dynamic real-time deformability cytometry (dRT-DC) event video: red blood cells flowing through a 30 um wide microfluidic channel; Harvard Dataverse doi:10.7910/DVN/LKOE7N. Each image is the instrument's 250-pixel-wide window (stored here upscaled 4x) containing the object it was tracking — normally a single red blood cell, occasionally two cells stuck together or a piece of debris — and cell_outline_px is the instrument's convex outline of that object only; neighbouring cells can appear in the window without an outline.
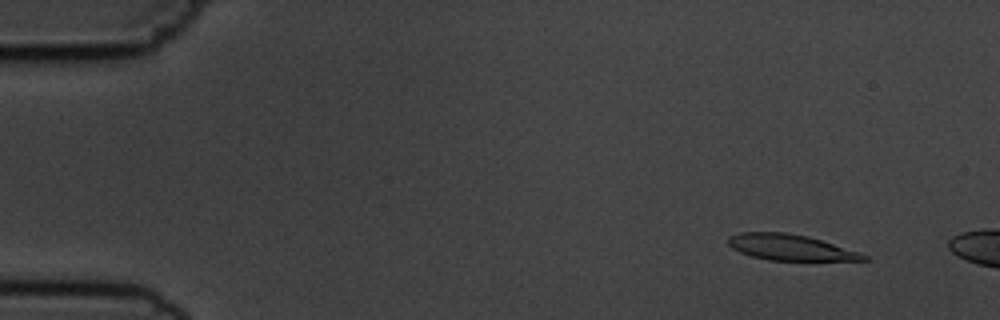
{"species": "common noctule bat (a hibernating species)", "species_latin": "Nyctalus noctula", "temperature_condition": "cold", "stored_images_in_passage": 5, "camera_frame_rate_fps": 3000, "um_per_image_px": 0.085, "animal": {"sex": "male", "body_mass_g": 19.5, "forearm_length_mm": 54.6}, "frame": {"image": 1, "passage_image": 2, "time_ms": 1.333, "image_size_px": [1000, 320], "cell_outline_px": [[872, 260], [768, 260], [752, 256], [740, 252], [732, 248], [728, 244], [728, 236], [740, 232], [784, 232], [808, 236], [860, 252], [868, 256]], "centroid_in_image_um": [67.17, 21.02], "position_along_channel_um": 17.8, "area_um2": 20.35}}